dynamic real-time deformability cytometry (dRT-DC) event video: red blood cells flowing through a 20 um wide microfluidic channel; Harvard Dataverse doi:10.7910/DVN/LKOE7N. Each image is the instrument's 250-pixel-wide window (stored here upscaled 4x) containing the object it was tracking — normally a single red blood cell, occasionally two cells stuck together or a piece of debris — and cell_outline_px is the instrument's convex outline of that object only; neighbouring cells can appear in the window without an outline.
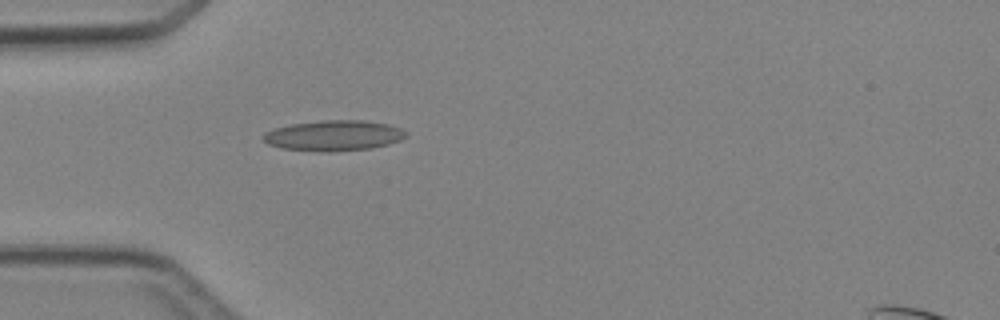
{"species": "Egyptian fruit bat (a non-hibernating species)", "species_latin": "Rousettus aegyptiacus", "temperature_condition": "cold", "stored_images_in_passage": 4, "camera_frame_rate_fps": 3000, "um_per_image_px": 0.085, "animal": {"sex": "female"}, "frame": {"image": 1, "passage_image": 4, "time_ms": 3.333, "image_size_px": [1000, 320], "cell_outline_px": [[408, 132], [400, 140], [388, 144], [372, 148], [332, 152], [320, 152], [280, 148], [268, 144], [260, 136], [264, 132], [276, 128], [292, 124], [324, 120], [364, 120], [388, 124], [400, 128]], "centroid_in_image_um": [28.34, 11.53], "position_along_channel_um": 56.7, "area_um2": 25.49}}